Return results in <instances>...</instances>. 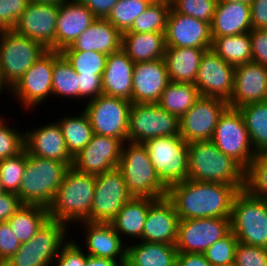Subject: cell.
<instances>
[{
	"instance_id": "11",
	"label": "cell",
	"mask_w": 267,
	"mask_h": 266,
	"mask_svg": "<svg viewBox=\"0 0 267 266\" xmlns=\"http://www.w3.org/2000/svg\"><path fill=\"white\" fill-rule=\"evenodd\" d=\"M180 135L179 118L157 103H132L129 111L128 142L144 143L162 136Z\"/></svg>"
},
{
	"instance_id": "13",
	"label": "cell",
	"mask_w": 267,
	"mask_h": 266,
	"mask_svg": "<svg viewBox=\"0 0 267 266\" xmlns=\"http://www.w3.org/2000/svg\"><path fill=\"white\" fill-rule=\"evenodd\" d=\"M60 51L47 50L9 90L25 109H34L52 95L53 64Z\"/></svg>"
},
{
	"instance_id": "28",
	"label": "cell",
	"mask_w": 267,
	"mask_h": 266,
	"mask_svg": "<svg viewBox=\"0 0 267 266\" xmlns=\"http://www.w3.org/2000/svg\"><path fill=\"white\" fill-rule=\"evenodd\" d=\"M121 44L122 34L107 19L96 18L70 46L62 50L97 51L109 55L118 51Z\"/></svg>"
},
{
	"instance_id": "45",
	"label": "cell",
	"mask_w": 267,
	"mask_h": 266,
	"mask_svg": "<svg viewBox=\"0 0 267 266\" xmlns=\"http://www.w3.org/2000/svg\"><path fill=\"white\" fill-rule=\"evenodd\" d=\"M237 237L232 231L213 243L203 254L212 266H223L234 263Z\"/></svg>"
},
{
	"instance_id": "52",
	"label": "cell",
	"mask_w": 267,
	"mask_h": 266,
	"mask_svg": "<svg viewBox=\"0 0 267 266\" xmlns=\"http://www.w3.org/2000/svg\"><path fill=\"white\" fill-rule=\"evenodd\" d=\"M249 34L252 61L267 67V29H252Z\"/></svg>"
},
{
	"instance_id": "57",
	"label": "cell",
	"mask_w": 267,
	"mask_h": 266,
	"mask_svg": "<svg viewBox=\"0 0 267 266\" xmlns=\"http://www.w3.org/2000/svg\"><path fill=\"white\" fill-rule=\"evenodd\" d=\"M176 266H212L204 254L177 252Z\"/></svg>"
},
{
	"instance_id": "7",
	"label": "cell",
	"mask_w": 267,
	"mask_h": 266,
	"mask_svg": "<svg viewBox=\"0 0 267 266\" xmlns=\"http://www.w3.org/2000/svg\"><path fill=\"white\" fill-rule=\"evenodd\" d=\"M66 224L48 219L26 243H21L17 252L1 266H50L60 248L69 240L70 229ZM67 230V231H66Z\"/></svg>"
},
{
	"instance_id": "56",
	"label": "cell",
	"mask_w": 267,
	"mask_h": 266,
	"mask_svg": "<svg viewBox=\"0 0 267 266\" xmlns=\"http://www.w3.org/2000/svg\"><path fill=\"white\" fill-rule=\"evenodd\" d=\"M87 6L96 18L106 19L118 0H77Z\"/></svg>"
},
{
	"instance_id": "58",
	"label": "cell",
	"mask_w": 267,
	"mask_h": 266,
	"mask_svg": "<svg viewBox=\"0 0 267 266\" xmlns=\"http://www.w3.org/2000/svg\"><path fill=\"white\" fill-rule=\"evenodd\" d=\"M86 266H124V265L118 260L87 255Z\"/></svg>"
},
{
	"instance_id": "33",
	"label": "cell",
	"mask_w": 267,
	"mask_h": 266,
	"mask_svg": "<svg viewBox=\"0 0 267 266\" xmlns=\"http://www.w3.org/2000/svg\"><path fill=\"white\" fill-rule=\"evenodd\" d=\"M121 48L134 63L163 59L166 51L165 35L157 32H124Z\"/></svg>"
},
{
	"instance_id": "26",
	"label": "cell",
	"mask_w": 267,
	"mask_h": 266,
	"mask_svg": "<svg viewBox=\"0 0 267 266\" xmlns=\"http://www.w3.org/2000/svg\"><path fill=\"white\" fill-rule=\"evenodd\" d=\"M85 230V250L89 256L110 258L126 263V245L110 223L79 222ZM125 245V246H124Z\"/></svg>"
},
{
	"instance_id": "64",
	"label": "cell",
	"mask_w": 267,
	"mask_h": 266,
	"mask_svg": "<svg viewBox=\"0 0 267 266\" xmlns=\"http://www.w3.org/2000/svg\"><path fill=\"white\" fill-rule=\"evenodd\" d=\"M223 266H235V264L232 263V264H229V265H223Z\"/></svg>"
},
{
	"instance_id": "40",
	"label": "cell",
	"mask_w": 267,
	"mask_h": 266,
	"mask_svg": "<svg viewBox=\"0 0 267 266\" xmlns=\"http://www.w3.org/2000/svg\"><path fill=\"white\" fill-rule=\"evenodd\" d=\"M170 10L171 4L161 1L151 2L147 9L133 21L131 28L126 32L165 34Z\"/></svg>"
},
{
	"instance_id": "24",
	"label": "cell",
	"mask_w": 267,
	"mask_h": 266,
	"mask_svg": "<svg viewBox=\"0 0 267 266\" xmlns=\"http://www.w3.org/2000/svg\"><path fill=\"white\" fill-rule=\"evenodd\" d=\"M179 217L167 198L157 199L148 209L141 238L138 241L176 244Z\"/></svg>"
},
{
	"instance_id": "32",
	"label": "cell",
	"mask_w": 267,
	"mask_h": 266,
	"mask_svg": "<svg viewBox=\"0 0 267 266\" xmlns=\"http://www.w3.org/2000/svg\"><path fill=\"white\" fill-rule=\"evenodd\" d=\"M126 246V263L124 266H175L176 245L165 243L136 241Z\"/></svg>"
},
{
	"instance_id": "25",
	"label": "cell",
	"mask_w": 267,
	"mask_h": 266,
	"mask_svg": "<svg viewBox=\"0 0 267 266\" xmlns=\"http://www.w3.org/2000/svg\"><path fill=\"white\" fill-rule=\"evenodd\" d=\"M96 20L90 9L77 0L59 4L55 33V51L70 46Z\"/></svg>"
},
{
	"instance_id": "37",
	"label": "cell",
	"mask_w": 267,
	"mask_h": 266,
	"mask_svg": "<svg viewBox=\"0 0 267 266\" xmlns=\"http://www.w3.org/2000/svg\"><path fill=\"white\" fill-rule=\"evenodd\" d=\"M244 119L253 150L267 153V100L238 108Z\"/></svg>"
},
{
	"instance_id": "8",
	"label": "cell",
	"mask_w": 267,
	"mask_h": 266,
	"mask_svg": "<svg viewBox=\"0 0 267 266\" xmlns=\"http://www.w3.org/2000/svg\"><path fill=\"white\" fill-rule=\"evenodd\" d=\"M40 42L14 29L0 31V73L11 89L22 75L47 51Z\"/></svg>"
},
{
	"instance_id": "50",
	"label": "cell",
	"mask_w": 267,
	"mask_h": 266,
	"mask_svg": "<svg viewBox=\"0 0 267 266\" xmlns=\"http://www.w3.org/2000/svg\"><path fill=\"white\" fill-rule=\"evenodd\" d=\"M29 0H0V30L14 29Z\"/></svg>"
},
{
	"instance_id": "46",
	"label": "cell",
	"mask_w": 267,
	"mask_h": 266,
	"mask_svg": "<svg viewBox=\"0 0 267 266\" xmlns=\"http://www.w3.org/2000/svg\"><path fill=\"white\" fill-rule=\"evenodd\" d=\"M217 2L218 0H174L171 9L211 24Z\"/></svg>"
},
{
	"instance_id": "39",
	"label": "cell",
	"mask_w": 267,
	"mask_h": 266,
	"mask_svg": "<svg viewBox=\"0 0 267 266\" xmlns=\"http://www.w3.org/2000/svg\"><path fill=\"white\" fill-rule=\"evenodd\" d=\"M52 95L79 99L78 73L62 54L54 60L53 64Z\"/></svg>"
},
{
	"instance_id": "4",
	"label": "cell",
	"mask_w": 267,
	"mask_h": 266,
	"mask_svg": "<svg viewBox=\"0 0 267 266\" xmlns=\"http://www.w3.org/2000/svg\"><path fill=\"white\" fill-rule=\"evenodd\" d=\"M69 168L62 161L40 158L26 152V166L17 195L23 204L48 208Z\"/></svg>"
},
{
	"instance_id": "2",
	"label": "cell",
	"mask_w": 267,
	"mask_h": 266,
	"mask_svg": "<svg viewBox=\"0 0 267 266\" xmlns=\"http://www.w3.org/2000/svg\"><path fill=\"white\" fill-rule=\"evenodd\" d=\"M188 179L246 187V170L210 141L188 143Z\"/></svg>"
},
{
	"instance_id": "15",
	"label": "cell",
	"mask_w": 267,
	"mask_h": 266,
	"mask_svg": "<svg viewBox=\"0 0 267 266\" xmlns=\"http://www.w3.org/2000/svg\"><path fill=\"white\" fill-rule=\"evenodd\" d=\"M230 231V218L179 219L175 244L177 252L203 254Z\"/></svg>"
},
{
	"instance_id": "49",
	"label": "cell",
	"mask_w": 267,
	"mask_h": 266,
	"mask_svg": "<svg viewBox=\"0 0 267 266\" xmlns=\"http://www.w3.org/2000/svg\"><path fill=\"white\" fill-rule=\"evenodd\" d=\"M76 239L69 240L60 248V252L57 255L51 266H86V256L83 248L78 245L80 243L75 241Z\"/></svg>"
},
{
	"instance_id": "43",
	"label": "cell",
	"mask_w": 267,
	"mask_h": 266,
	"mask_svg": "<svg viewBox=\"0 0 267 266\" xmlns=\"http://www.w3.org/2000/svg\"><path fill=\"white\" fill-rule=\"evenodd\" d=\"M26 166V150L0 160V177L5 192L18 193Z\"/></svg>"
},
{
	"instance_id": "51",
	"label": "cell",
	"mask_w": 267,
	"mask_h": 266,
	"mask_svg": "<svg viewBox=\"0 0 267 266\" xmlns=\"http://www.w3.org/2000/svg\"><path fill=\"white\" fill-rule=\"evenodd\" d=\"M21 242L17 239L8 221L0 222V266L13 256Z\"/></svg>"
},
{
	"instance_id": "12",
	"label": "cell",
	"mask_w": 267,
	"mask_h": 266,
	"mask_svg": "<svg viewBox=\"0 0 267 266\" xmlns=\"http://www.w3.org/2000/svg\"><path fill=\"white\" fill-rule=\"evenodd\" d=\"M132 102L119 97L99 95L86 102L87 114L93 133L128 141L129 111Z\"/></svg>"
},
{
	"instance_id": "31",
	"label": "cell",
	"mask_w": 267,
	"mask_h": 266,
	"mask_svg": "<svg viewBox=\"0 0 267 266\" xmlns=\"http://www.w3.org/2000/svg\"><path fill=\"white\" fill-rule=\"evenodd\" d=\"M156 200L149 197H132L119 210L110 224L122 240L127 236V239L130 237L133 238V241L141 238L148 209Z\"/></svg>"
},
{
	"instance_id": "62",
	"label": "cell",
	"mask_w": 267,
	"mask_h": 266,
	"mask_svg": "<svg viewBox=\"0 0 267 266\" xmlns=\"http://www.w3.org/2000/svg\"><path fill=\"white\" fill-rule=\"evenodd\" d=\"M158 1L165 2V3H168V4H172V2H173L174 0H158Z\"/></svg>"
},
{
	"instance_id": "9",
	"label": "cell",
	"mask_w": 267,
	"mask_h": 266,
	"mask_svg": "<svg viewBox=\"0 0 267 266\" xmlns=\"http://www.w3.org/2000/svg\"><path fill=\"white\" fill-rule=\"evenodd\" d=\"M143 145L167 188L188 179V143L180 135L152 138Z\"/></svg>"
},
{
	"instance_id": "63",
	"label": "cell",
	"mask_w": 267,
	"mask_h": 266,
	"mask_svg": "<svg viewBox=\"0 0 267 266\" xmlns=\"http://www.w3.org/2000/svg\"><path fill=\"white\" fill-rule=\"evenodd\" d=\"M2 192H4V188H3L1 177H0V193Z\"/></svg>"
},
{
	"instance_id": "16",
	"label": "cell",
	"mask_w": 267,
	"mask_h": 266,
	"mask_svg": "<svg viewBox=\"0 0 267 266\" xmlns=\"http://www.w3.org/2000/svg\"><path fill=\"white\" fill-rule=\"evenodd\" d=\"M228 102L215 97L201 96L179 119L180 136L187 142L210 141L220 115Z\"/></svg>"
},
{
	"instance_id": "29",
	"label": "cell",
	"mask_w": 267,
	"mask_h": 266,
	"mask_svg": "<svg viewBox=\"0 0 267 266\" xmlns=\"http://www.w3.org/2000/svg\"><path fill=\"white\" fill-rule=\"evenodd\" d=\"M210 27L212 37L250 32L252 30L250 5L218 1Z\"/></svg>"
},
{
	"instance_id": "22",
	"label": "cell",
	"mask_w": 267,
	"mask_h": 266,
	"mask_svg": "<svg viewBox=\"0 0 267 266\" xmlns=\"http://www.w3.org/2000/svg\"><path fill=\"white\" fill-rule=\"evenodd\" d=\"M24 149L27 154L62 161L69 167L73 157L67 150L64 136L57 121L24 132Z\"/></svg>"
},
{
	"instance_id": "18",
	"label": "cell",
	"mask_w": 267,
	"mask_h": 266,
	"mask_svg": "<svg viewBox=\"0 0 267 266\" xmlns=\"http://www.w3.org/2000/svg\"><path fill=\"white\" fill-rule=\"evenodd\" d=\"M123 144L121 139L93 134L85 148L73 157L72 167L94 176L111 171L119 165Z\"/></svg>"
},
{
	"instance_id": "53",
	"label": "cell",
	"mask_w": 267,
	"mask_h": 266,
	"mask_svg": "<svg viewBox=\"0 0 267 266\" xmlns=\"http://www.w3.org/2000/svg\"><path fill=\"white\" fill-rule=\"evenodd\" d=\"M79 98L90 101L103 94L102 75H78Z\"/></svg>"
},
{
	"instance_id": "54",
	"label": "cell",
	"mask_w": 267,
	"mask_h": 266,
	"mask_svg": "<svg viewBox=\"0 0 267 266\" xmlns=\"http://www.w3.org/2000/svg\"><path fill=\"white\" fill-rule=\"evenodd\" d=\"M22 205L23 202L16 193H0V222L7 221Z\"/></svg>"
},
{
	"instance_id": "3",
	"label": "cell",
	"mask_w": 267,
	"mask_h": 266,
	"mask_svg": "<svg viewBox=\"0 0 267 266\" xmlns=\"http://www.w3.org/2000/svg\"><path fill=\"white\" fill-rule=\"evenodd\" d=\"M95 192V176L70 167L48 207L49 219L71 225L88 222Z\"/></svg>"
},
{
	"instance_id": "35",
	"label": "cell",
	"mask_w": 267,
	"mask_h": 266,
	"mask_svg": "<svg viewBox=\"0 0 267 266\" xmlns=\"http://www.w3.org/2000/svg\"><path fill=\"white\" fill-rule=\"evenodd\" d=\"M69 115L57 119V122L64 136L68 152L72 157H75L91 141L94 133L84 110L78 116Z\"/></svg>"
},
{
	"instance_id": "61",
	"label": "cell",
	"mask_w": 267,
	"mask_h": 266,
	"mask_svg": "<svg viewBox=\"0 0 267 266\" xmlns=\"http://www.w3.org/2000/svg\"><path fill=\"white\" fill-rule=\"evenodd\" d=\"M5 90H10V88L4 83L3 79H2V76H1V73H0V95H2V91Z\"/></svg>"
},
{
	"instance_id": "48",
	"label": "cell",
	"mask_w": 267,
	"mask_h": 266,
	"mask_svg": "<svg viewBox=\"0 0 267 266\" xmlns=\"http://www.w3.org/2000/svg\"><path fill=\"white\" fill-rule=\"evenodd\" d=\"M234 264L235 266H267V248L238 242Z\"/></svg>"
},
{
	"instance_id": "27",
	"label": "cell",
	"mask_w": 267,
	"mask_h": 266,
	"mask_svg": "<svg viewBox=\"0 0 267 266\" xmlns=\"http://www.w3.org/2000/svg\"><path fill=\"white\" fill-rule=\"evenodd\" d=\"M134 64L122 48L109 54L102 75L103 94L132 102Z\"/></svg>"
},
{
	"instance_id": "14",
	"label": "cell",
	"mask_w": 267,
	"mask_h": 266,
	"mask_svg": "<svg viewBox=\"0 0 267 266\" xmlns=\"http://www.w3.org/2000/svg\"><path fill=\"white\" fill-rule=\"evenodd\" d=\"M132 197L118 168L96 175L88 222L110 223Z\"/></svg>"
},
{
	"instance_id": "20",
	"label": "cell",
	"mask_w": 267,
	"mask_h": 266,
	"mask_svg": "<svg viewBox=\"0 0 267 266\" xmlns=\"http://www.w3.org/2000/svg\"><path fill=\"white\" fill-rule=\"evenodd\" d=\"M166 47L211 49L210 23L190 16L169 12L165 30Z\"/></svg>"
},
{
	"instance_id": "10",
	"label": "cell",
	"mask_w": 267,
	"mask_h": 266,
	"mask_svg": "<svg viewBox=\"0 0 267 266\" xmlns=\"http://www.w3.org/2000/svg\"><path fill=\"white\" fill-rule=\"evenodd\" d=\"M211 141L224 154L238 162L245 170L257 155L238 108L227 107L220 115Z\"/></svg>"
},
{
	"instance_id": "6",
	"label": "cell",
	"mask_w": 267,
	"mask_h": 266,
	"mask_svg": "<svg viewBox=\"0 0 267 266\" xmlns=\"http://www.w3.org/2000/svg\"><path fill=\"white\" fill-rule=\"evenodd\" d=\"M230 225L238 242L267 248V200L246 189L239 191L232 203Z\"/></svg>"
},
{
	"instance_id": "19",
	"label": "cell",
	"mask_w": 267,
	"mask_h": 266,
	"mask_svg": "<svg viewBox=\"0 0 267 266\" xmlns=\"http://www.w3.org/2000/svg\"><path fill=\"white\" fill-rule=\"evenodd\" d=\"M59 4L29 2L14 30L55 50V33Z\"/></svg>"
},
{
	"instance_id": "44",
	"label": "cell",
	"mask_w": 267,
	"mask_h": 266,
	"mask_svg": "<svg viewBox=\"0 0 267 266\" xmlns=\"http://www.w3.org/2000/svg\"><path fill=\"white\" fill-rule=\"evenodd\" d=\"M245 189L253 196L267 200V153H258L246 170Z\"/></svg>"
},
{
	"instance_id": "36",
	"label": "cell",
	"mask_w": 267,
	"mask_h": 266,
	"mask_svg": "<svg viewBox=\"0 0 267 266\" xmlns=\"http://www.w3.org/2000/svg\"><path fill=\"white\" fill-rule=\"evenodd\" d=\"M49 219L48 208L23 204L7 221L21 243L28 242Z\"/></svg>"
},
{
	"instance_id": "42",
	"label": "cell",
	"mask_w": 267,
	"mask_h": 266,
	"mask_svg": "<svg viewBox=\"0 0 267 266\" xmlns=\"http://www.w3.org/2000/svg\"><path fill=\"white\" fill-rule=\"evenodd\" d=\"M150 3L149 0H118L106 19L123 34Z\"/></svg>"
},
{
	"instance_id": "1",
	"label": "cell",
	"mask_w": 267,
	"mask_h": 266,
	"mask_svg": "<svg viewBox=\"0 0 267 266\" xmlns=\"http://www.w3.org/2000/svg\"><path fill=\"white\" fill-rule=\"evenodd\" d=\"M239 190L229 184L186 179L171 185L167 198L179 219L230 218L232 203Z\"/></svg>"
},
{
	"instance_id": "34",
	"label": "cell",
	"mask_w": 267,
	"mask_h": 266,
	"mask_svg": "<svg viewBox=\"0 0 267 266\" xmlns=\"http://www.w3.org/2000/svg\"><path fill=\"white\" fill-rule=\"evenodd\" d=\"M200 97L201 94L195 84L170 82L157 104L180 119Z\"/></svg>"
},
{
	"instance_id": "41",
	"label": "cell",
	"mask_w": 267,
	"mask_h": 266,
	"mask_svg": "<svg viewBox=\"0 0 267 266\" xmlns=\"http://www.w3.org/2000/svg\"><path fill=\"white\" fill-rule=\"evenodd\" d=\"M78 75H103L107 56L97 51L61 50Z\"/></svg>"
},
{
	"instance_id": "5",
	"label": "cell",
	"mask_w": 267,
	"mask_h": 266,
	"mask_svg": "<svg viewBox=\"0 0 267 266\" xmlns=\"http://www.w3.org/2000/svg\"><path fill=\"white\" fill-rule=\"evenodd\" d=\"M117 168L122 172L127 190L133 197H167L168 188L158 177L143 143L125 142Z\"/></svg>"
},
{
	"instance_id": "59",
	"label": "cell",
	"mask_w": 267,
	"mask_h": 266,
	"mask_svg": "<svg viewBox=\"0 0 267 266\" xmlns=\"http://www.w3.org/2000/svg\"><path fill=\"white\" fill-rule=\"evenodd\" d=\"M63 1L66 0H29V2H35V3H55V4H60Z\"/></svg>"
},
{
	"instance_id": "38",
	"label": "cell",
	"mask_w": 267,
	"mask_h": 266,
	"mask_svg": "<svg viewBox=\"0 0 267 266\" xmlns=\"http://www.w3.org/2000/svg\"><path fill=\"white\" fill-rule=\"evenodd\" d=\"M211 49L223 60L233 66L252 61L249 32L237 35L212 37Z\"/></svg>"
},
{
	"instance_id": "30",
	"label": "cell",
	"mask_w": 267,
	"mask_h": 266,
	"mask_svg": "<svg viewBox=\"0 0 267 266\" xmlns=\"http://www.w3.org/2000/svg\"><path fill=\"white\" fill-rule=\"evenodd\" d=\"M205 51L203 48L166 47L163 59L170 81L195 84Z\"/></svg>"
},
{
	"instance_id": "47",
	"label": "cell",
	"mask_w": 267,
	"mask_h": 266,
	"mask_svg": "<svg viewBox=\"0 0 267 266\" xmlns=\"http://www.w3.org/2000/svg\"><path fill=\"white\" fill-rule=\"evenodd\" d=\"M0 116V160L13 157L24 150V131L22 133Z\"/></svg>"
},
{
	"instance_id": "21",
	"label": "cell",
	"mask_w": 267,
	"mask_h": 266,
	"mask_svg": "<svg viewBox=\"0 0 267 266\" xmlns=\"http://www.w3.org/2000/svg\"><path fill=\"white\" fill-rule=\"evenodd\" d=\"M170 82L164 59L135 63L132 103H157Z\"/></svg>"
},
{
	"instance_id": "17",
	"label": "cell",
	"mask_w": 267,
	"mask_h": 266,
	"mask_svg": "<svg viewBox=\"0 0 267 266\" xmlns=\"http://www.w3.org/2000/svg\"><path fill=\"white\" fill-rule=\"evenodd\" d=\"M235 66L212 49L202 55L195 85L201 96L229 101L234 90Z\"/></svg>"
},
{
	"instance_id": "60",
	"label": "cell",
	"mask_w": 267,
	"mask_h": 266,
	"mask_svg": "<svg viewBox=\"0 0 267 266\" xmlns=\"http://www.w3.org/2000/svg\"><path fill=\"white\" fill-rule=\"evenodd\" d=\"M219 2H239L250 5L253 0H218Z\"/></svg>"
},
{
	"instance_id": "55",
	"label": "cell",
	"mask_w": 267,
	"mask_h": 266,
	"mask_svg": "<svg viewBox=\"0 0 267 266\" xmlns=\"http://www.w3.org/2000/svg\"><path fill=\"white\" fill-rule=\"evenodd\" d=\"M250 12L252 29H267V0H253Z\"/></svg>"
},
{
	"instance_id": "23",
	"label": "cell",
	"mask_w": 267,
	"mask_h": 266,
	"mask_svg": "<svg viewBox=\"0 0 267 266\" xmlns=\"http://www.w3.org/2000/svg\"><path fill=\"white\" fill-rule=\"evenodd\" d=\"M267 100V67L256 62L235 66L234 90L228 106H241Z\"/></svg>"
}]
</instances>
